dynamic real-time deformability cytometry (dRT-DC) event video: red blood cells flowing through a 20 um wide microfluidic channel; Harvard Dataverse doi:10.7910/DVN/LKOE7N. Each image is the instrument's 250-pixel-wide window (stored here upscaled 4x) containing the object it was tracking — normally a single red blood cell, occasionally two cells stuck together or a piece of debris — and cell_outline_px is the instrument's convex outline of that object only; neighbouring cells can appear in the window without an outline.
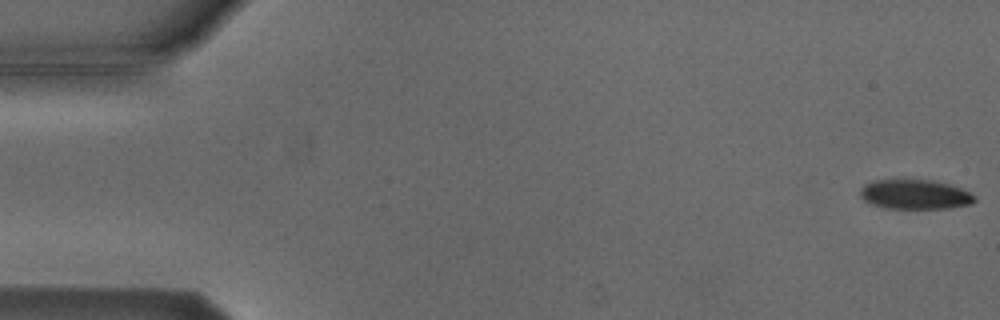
{"species": "Egyptian fruit bat (a non-hibernating species)", "species_latin": "Rousettus aegyptiacus", "temperature_condition": "cold", "stored_images_in_passage": 4, "camera_frame_rate_fps": 3000, "um_per_image_px": 0.085, "animal": {"sex": "male"}, "frame": {"image": 1, "passage_image": 1, "time_ms": 0.0, "image_size_px": [1000, 320], "cell_outline_px": [[976, 200], [972, 204], [948, 208], [884, 208], [872, 204], [864, 200], [860, 196], [860, 188], [864, 184], [872, 180], [932, 180], [948, 184], [960, 188], [976, 196]], "centroid_in_image_um": [77.75, 16.52], "position_along_channel_um": 7.2, "area_um2": 19.71}}